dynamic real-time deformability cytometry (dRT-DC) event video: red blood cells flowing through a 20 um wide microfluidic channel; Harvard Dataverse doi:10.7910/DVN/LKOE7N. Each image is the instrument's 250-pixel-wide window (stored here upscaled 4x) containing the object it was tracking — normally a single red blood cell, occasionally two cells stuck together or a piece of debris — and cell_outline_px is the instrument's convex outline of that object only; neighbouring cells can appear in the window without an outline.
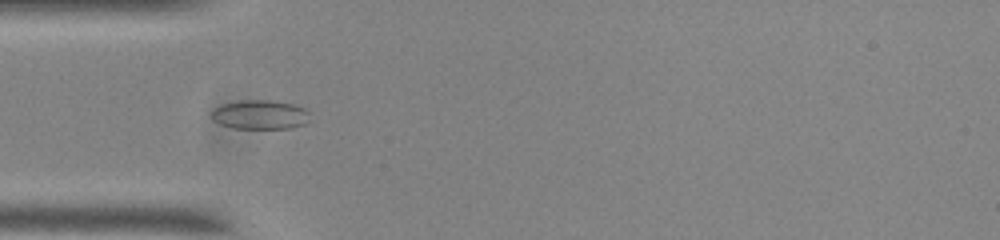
{"species": "common noctule bat (a hibernating species)", "species_latin": "Nyctalus noctula", "temperature_condition": "room temperature", "stored_images_in_passage": 39, "camera_frame_rate_fps": 3000, "um_per_image_px": 0.085, "animal": {"sex": "male", "body_mass_g": 20.0, "forearm_length_mm": 53.3}, "frame": {"image": 1, "passage_image": 1, "time_ms": 0.0, "image_size_px": [1000, 240], "cell_outline_px": [[308, 120], [304, 124], [292, 128], [232, 128], [220, 124], [212, 120], [212, 108], [220, 104], [244, 100], [272, 100], [292, 104], [304, 108], [308, 112]], "centroid_in_image_um": [22.06, 9.74], "position_along_channel_um": 62.9, "area_um2": 16.76}}
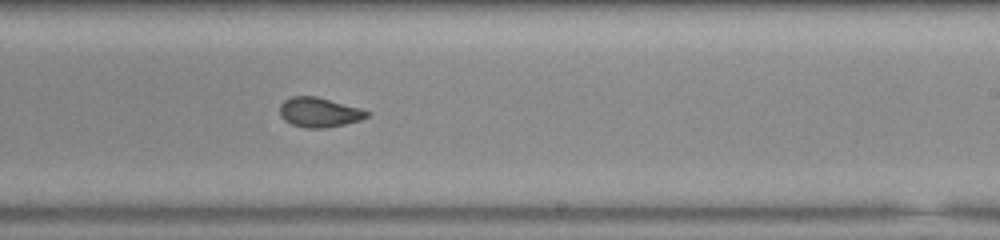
{"frame": {"image": 2, "passage_image": 17, "time_ms": 5.333, "image_size_px": [1000, 240], "cell_outline_px": [[372, 112], [368, 116], [360, 120], [344, 124], [324, 128], [304, 128], [292, 124], [284, 120], [280, 116], [280, 104], [284, 100], [292, 96], [316, 96], [360, 108]], "centroid_in_image_um": [27.12, 9.54], "position_along_channel_um": 261.9, "area_um2": 15.09}}
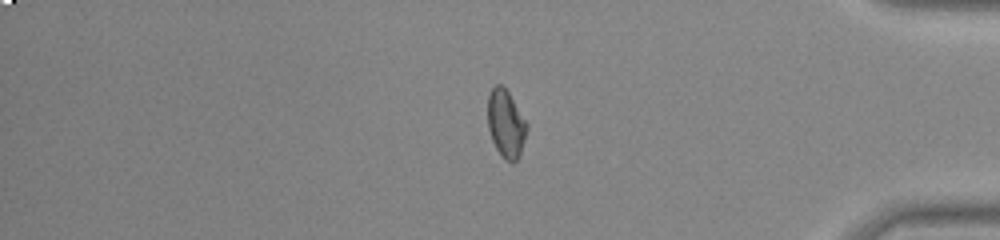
{"frame": {"image": 3, "passage_image": 30, "time_ms": 9.667, "image_size_px": [1000, 240], "cell_outline_px": [[528, 128], [520, 156], [512, 164], [504, 160], [500, 156], [492, 140], [488, 128], [488, 96], [492, 88], [496, 84], [500, 84], [508, 92], [528, 124]], "centroid_in_image_um": [43.01, 10.57], "position_along_channel_um": 392.2, "area_um2": 15.55}, "authors_computed_cell_mechanics": {"area_um2": 15.5482, "velocity_mm_per_s": 3.7335, "shape_relaxation_time_tau1_ms": null, "shape_relaxation_time_tau2_ms": 1.4218, "deformation_change_tau1": null, "deformation_change_tau2": 0.0598}}